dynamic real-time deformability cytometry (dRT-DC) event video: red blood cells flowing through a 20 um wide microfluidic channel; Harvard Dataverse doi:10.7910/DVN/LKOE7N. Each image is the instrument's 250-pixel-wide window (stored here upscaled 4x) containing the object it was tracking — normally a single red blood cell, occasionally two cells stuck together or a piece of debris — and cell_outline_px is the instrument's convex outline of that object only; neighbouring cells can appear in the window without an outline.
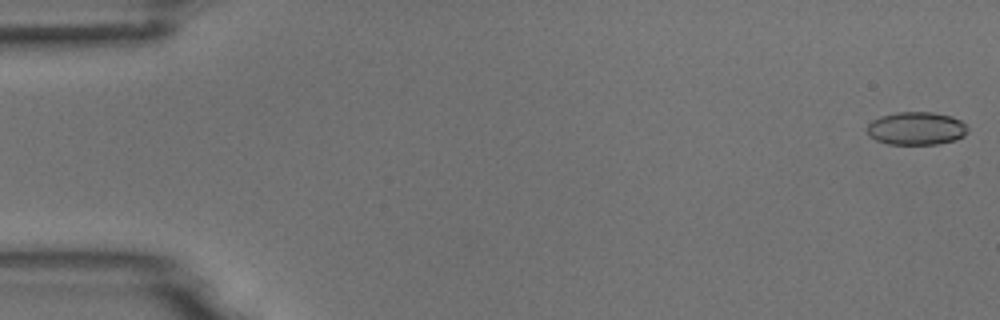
{"species": "common noctule bat (a hibernating species)", "species_latin": "Nyctalus noctula", "temperature_condition": "room temperature", "stored_images_in_passage": 54, "camera_frame_rate_fps": 3000, "um_per_image_px": 0.085, "animal": {"sex": "male", "body_mass_g": 18.8}, "frame": {"image": 1, "passage_image": 1, "time_ms": 0.0, "image_size_px": [1000, 320], "cell_outline_px": [[968, 132], [964, 136], [956, 140], [936, 144], [888, 144], [876, 140], [868, 136], [868, 124], [872, 120], [880, 116], [896, 112], [932, 112], [952, 116], [960, 120], [968, 128]], "centroid_in_image_um": [77.89, 10.91], "position_along_channel_um": 7.1, "area_um2": 19.48}}
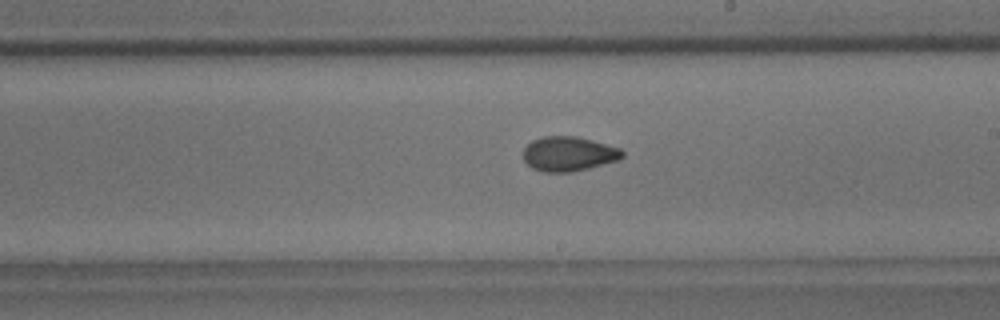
{"frame": {"image": 2, "passage_image": 31, "time_ms": 10.0, "image_size_px": [1000, 320], "cell_outline_px": [[624, 156], [620, 160], [572, 172], [544, 172], [532, 168], [524, 160], [524, 148], [532, 140], [544, 136], [576, 136], [592, 140], [620, 148], [624, 152]], "centroid_in_image_um": [48.35, 13.08], "position_along_channel_um": 240.6, "area_um2": 20.0}}
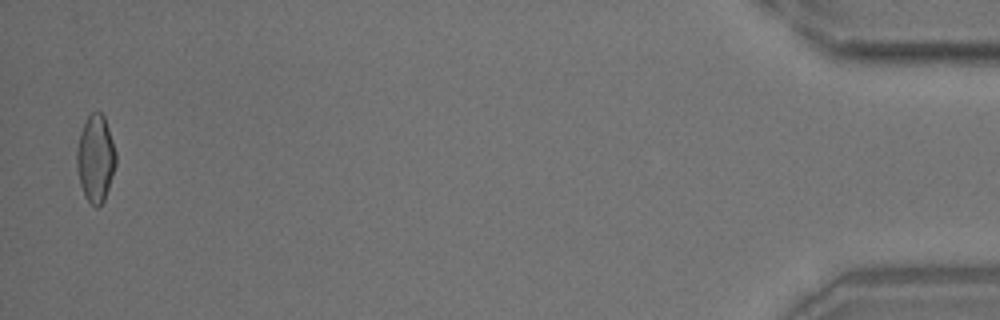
{"frame": {"image": 3, "passage_image": 53, "time_ms": 17.333, "image_size_px": [1000, 320], "cell_outline_px": [[116, 164], [104, 200], [96, 208], [84, 196], [80, 184], [76, 164], [76, 148], [80, 132], [84, 120], [92, 112], [100, 112], [104, 116], [116, 152]], "centroid_in_image_um": [8.1, 13.45], "position_along_channel_um": 427.1, "area_um2": 19.83}, "authors_computed_cell_mechanics": {"area_um2": 19.8254, "velocity_mm_per_s": 3.7563, "shape_relaxation_time_tau1_ms": 11.1219, "shape_relaxation_time_tau2_ms": 1.769, "deformation_change_tau1": 0.19, "deformation_change_tau2": 0.061}}